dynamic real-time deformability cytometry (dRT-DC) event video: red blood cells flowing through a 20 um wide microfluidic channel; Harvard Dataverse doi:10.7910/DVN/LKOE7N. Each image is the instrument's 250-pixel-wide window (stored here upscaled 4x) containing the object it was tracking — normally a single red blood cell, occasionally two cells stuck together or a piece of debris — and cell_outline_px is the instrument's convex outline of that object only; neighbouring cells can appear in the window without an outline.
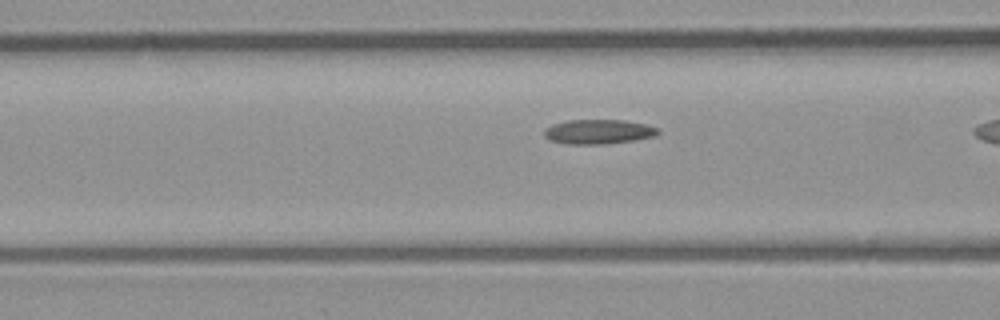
{"species": "common noctule bat (a hibernating species)", "species_latin": "Nyctalus noctula", "temperature_condition": "room temperature", "stored_images_in_passage": 19, "camera_frame_rate_fps": 3000, "um_per_image_px": 0.085, "animal": {"sex": "male", "body_mass_g": 23.1, "forearm_length_mm": 52.7}, "frame": {"image": 1, "passage_image": 4, "time_ms": 1.0, "image_size_px": [1000, 320], "cell_outline_px": [[660, 132], [652, 136], [632, 140], [604, 144], [568, 144], [548, 140], [544, 136], [544, 128], [552, 124], [568, 120], [624, 120], [644, 124], [660, 128]], "centroid_in_image_um": [50.81, 11.19], "position_along_channel_um": 115.8, "area_um2": 16.24}}
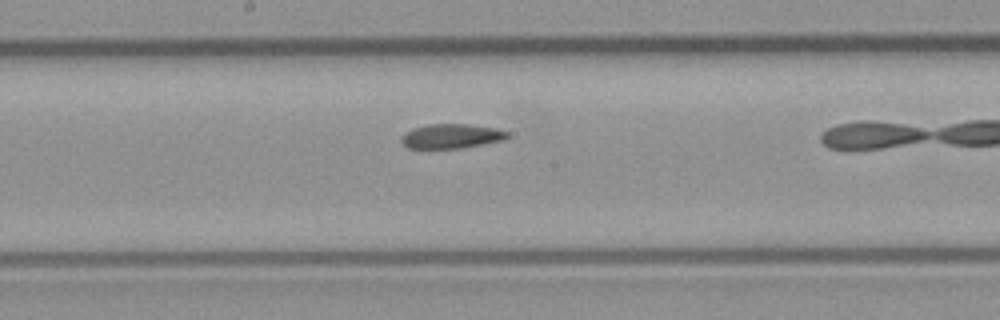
{"frame": {"image": 2, "passage_image": 11, "time_ms": 3.333, "image_size_px": [1000, 320], "cell_outline_px": [[508, 136], [504, 140], [460, 148], [408, 148], [400, 140], [400, 136], [404, 132], [412, 128], [428, 124], [464, 124], [496, 128], [508, 132]], "centroid_in_image_um": [38.32, 11.57], "position_along_channel_um": 209.9, "area_um2": 15.09}}